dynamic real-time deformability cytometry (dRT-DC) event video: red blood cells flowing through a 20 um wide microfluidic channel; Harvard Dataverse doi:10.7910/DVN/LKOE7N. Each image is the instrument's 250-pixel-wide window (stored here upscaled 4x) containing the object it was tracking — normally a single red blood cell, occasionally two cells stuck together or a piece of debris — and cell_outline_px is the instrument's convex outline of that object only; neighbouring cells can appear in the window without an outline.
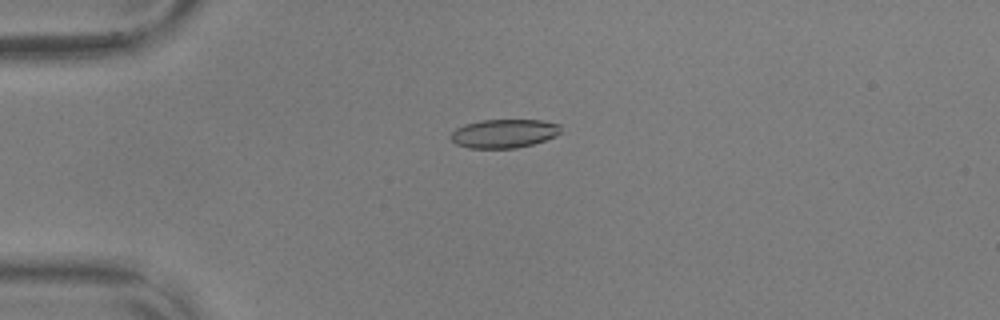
{"species": "common noctule bat (a hibernating species)", "species_latin": "Nyctalus noctula", "temperature_condition": "warm", "stored_images_in_passage": 57, "camera_frame_rate_fps": 3000, "um_per_image_px": 0.085, "animal": {"sex": "male", "body_mass_g": 17.9, "forearm_length_mm": 54.2}, "frame": {"image": 1, "passage_image": 15, "time_ms": 4.667, "image_size_px": [1000, 320], "cell_outline_px": [[560, 132], [556, 136], [532, 144], [516, 148], [468, 148], [456, 144], [448, 136], [456, 128], [464, 124], [480, 120], [544, 120], [560, 124]], "centroid_in_image_um": [42.82, 11.34], "position_along_channel_um": 42.2, "area_um2": 18.5}}
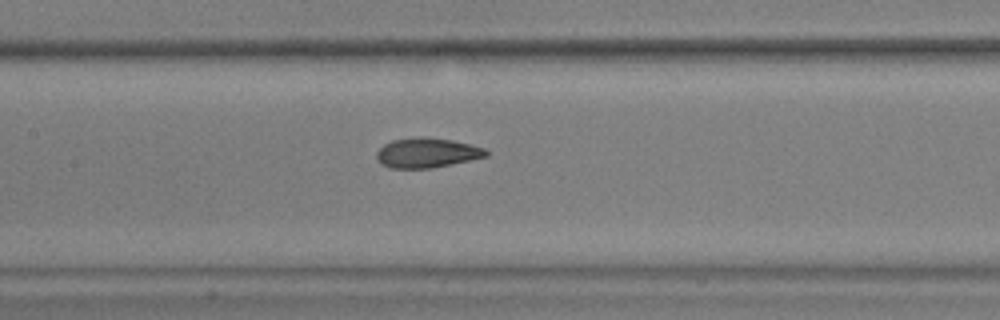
{"frame": {"image": 2, "passage_image": 28, "time_ms": 9.0, "image_size_px": [1000, 320], "cell_outline_px": [[488, 156], [432, 168], [388, 168], [380, 164], [376, 156], [376, 152], [384, 144], [392, 140], [420, 136], [452, 140], [484, 148], [488, 152]], "centroid_in_image_um": [36.25, 12.99], "position_along_channel_um": 171.2, "area_um2": 18.96}}
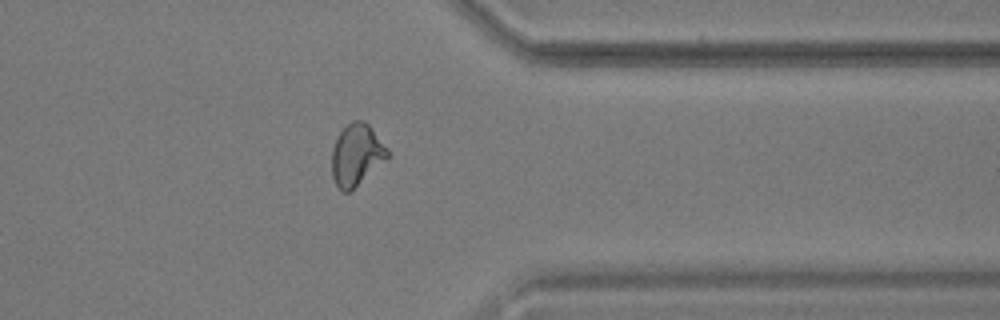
{"frame": {"image": 3, "passage_image": 46, "time_ms": 15.0, "image_size_px": [1000, 320], "cell_outline_px": [[392, 156], [348, 192], [340, 192], [332, 176], [332, 148], [340, 132], [352, 120], [364, 120], [368, 124], [388, 148]], "centroid_in_image_um": [30.33, 13.16], "position_along_channel_um": 381.1, "area_um2": 20.06}, "authors_computed_cell_mechanics": {"area_um2": 18.9584, "velocity_mm_per_s": 3.6132, "shape_relaxation_time_tau1_ms": 7.3567, "shape_relaxation_time_tau2_ms": 0.9495, "deformation_change_tau1": 0.2163, "deformation_change_tau2": 0.07}}